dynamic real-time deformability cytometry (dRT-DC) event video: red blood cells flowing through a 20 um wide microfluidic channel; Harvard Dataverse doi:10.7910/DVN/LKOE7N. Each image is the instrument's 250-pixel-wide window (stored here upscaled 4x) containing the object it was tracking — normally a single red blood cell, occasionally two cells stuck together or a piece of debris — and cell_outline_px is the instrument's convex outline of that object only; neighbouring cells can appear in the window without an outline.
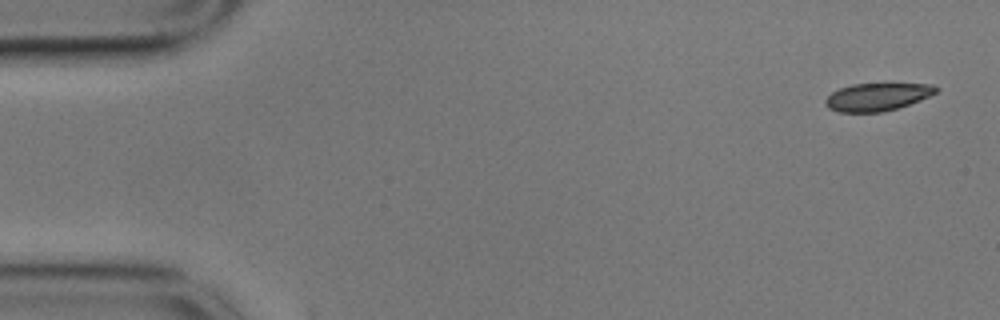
{"species": "common noctule bat (a hibernating species)", "species_latin": "Nyctalus noctula", "temperature_condition": "cold", "stored_images_in_passage": 2, "camera_frame_rate_fps": 3000, "um_per_image_px": 0.085, "animal": {"sex": "male", "body_mass_g": 17.9}, "frame": {"image": 1, "passage_image": 1, "time_ms": 0.0, "image_size_px": [1000, 320], "cell_outline_px": [[940, 88], [936, 92], [920, 100], [884, 112], [840, 112], [828, 108], [824, 104], [824, 100], [832, 92], [840, 88], [852, 84], [932, 84]], "centroid_in_image_um": [74.54, 8.24], "position_along_channel_um": 10.5, "area_um2": 17.74}}